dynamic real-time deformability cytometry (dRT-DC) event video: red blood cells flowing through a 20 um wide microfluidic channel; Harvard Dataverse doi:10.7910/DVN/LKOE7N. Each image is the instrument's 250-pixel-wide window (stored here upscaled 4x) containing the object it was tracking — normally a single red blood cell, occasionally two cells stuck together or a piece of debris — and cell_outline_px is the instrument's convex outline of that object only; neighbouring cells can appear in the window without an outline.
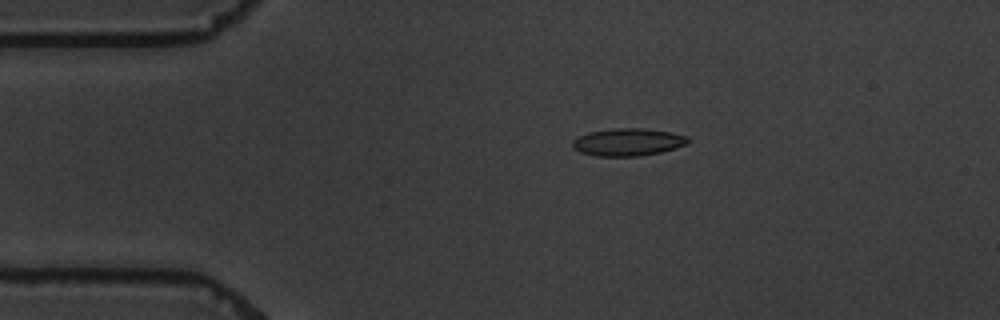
{"species": "common noctule bat (a hibernating species)", "species_latin": "Nyctalus noctula", "temperature_condition": "warm", "stored_images_in_passage": 14, "camera_frame_rate_fps": 3000, "um_per_image_px": 0.085, "animal": {"sex": "male", "body_mass_g": 19.5, "forearm_length_mm": 54.6}, "frame": {"image": 1, "passage_image": 2, "time_ms": 2.333, "image_size_px": [1000, 320], "cell_outline_px": [[688, 144], [676, 148], [660, 152], [640, 156], [596, 156], [580, 152], [572, 148], [572, 140], [588, 132], [616, 128], [640, 128], [668, 132], [688, 136]], "centroid_in_image_um": [53.35, 12.08], "position_along_channel_um": 31.7, "area_um2": 18.44}}
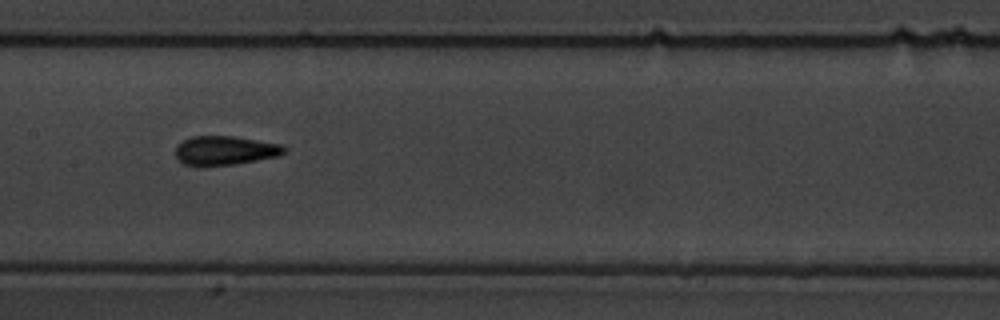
{"frame": {"image": 2, "passage_image": 7, "time_ms": 8.0, "image_size_px": [1000, 320], "cell_outline_px": [[288, 148], [280, 156], [232, 164], [204, 168], [196, 168], [184, 164], [176, 156], [176, 144], [192, 136], [236, 136], [280, 144]], "centroid_in_image_um": [19.09, 12.81], "position_along_channel_um": 188.3, "area_um2": 18.84}}
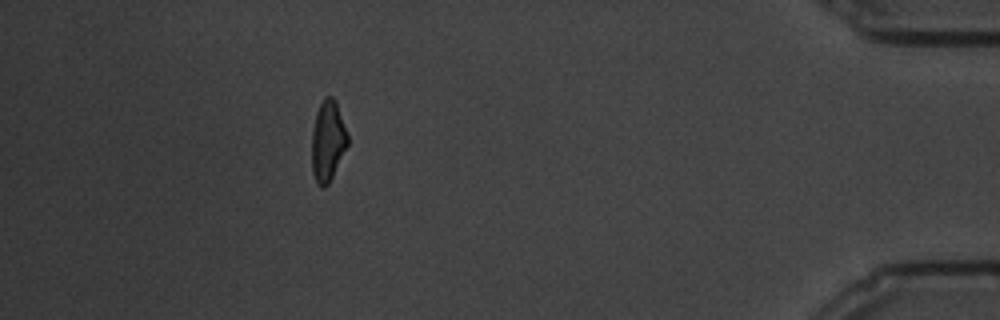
{"frame": {"image": 3, "passage_image": 13, "time_ms": 16.0, "image_size_px": [1000, 320], "cell_outline_px": [[348, 144], [328, 184], [324, 188], [316, 180], [312, 172], [312, 132], [316, 112], [324, 96], [332, 96], [336, 100], [348, 132]], "centroid_in_image_um": [27.87, 11.92], "position_along_channel_um": 407.3, "area_um2": 16.82}, "authors_computed_cell_mechanics": {"area_um2": 17.7157, "velocity_mm_per_s": 3.4574, "shape_relaxation_time_tau1_ms": 5.3104, "shape_relaxation_time_tau2_ms": 1.6993, "deformation_change_tau1": 0.1585, "deformation_change_tau2": 0.092}}